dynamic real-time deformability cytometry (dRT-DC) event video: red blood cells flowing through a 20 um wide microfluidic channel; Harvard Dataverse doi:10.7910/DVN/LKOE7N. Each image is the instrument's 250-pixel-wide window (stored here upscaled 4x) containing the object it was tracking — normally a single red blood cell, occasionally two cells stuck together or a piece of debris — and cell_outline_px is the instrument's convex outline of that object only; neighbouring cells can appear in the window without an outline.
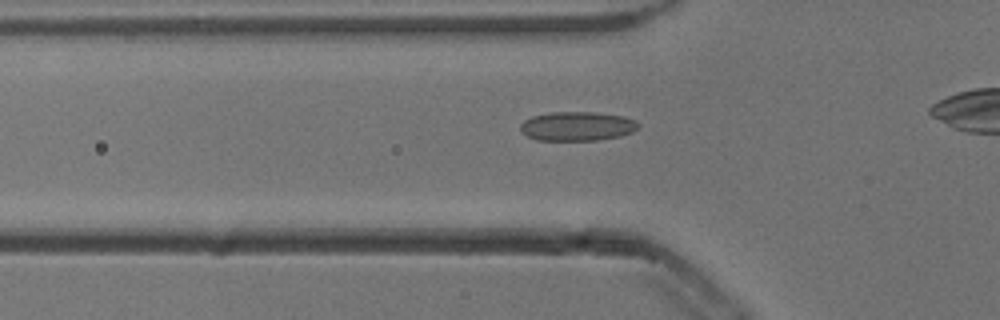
{"species": "common noctule bat (a hibernating species)", "species_latin": "Nyctalus noctula", "temperature_condition": "cold", "stored_images_in_passage": 34, "camera_frame_rate_fps": 3000, "um_per_image_px": 0.085, "animal": {"sex": "male", "body_mass_g": 13.3}, "frame": {"image": 1, "passage_image": 9, "time_ms": 2.667, "image_size_px": [1000, 320], "cell_outline_px": [[640, 124], [632, 132], [620, 136], [600, 140], [536, 140], [520, 132], [520, 124], [524, 120], [532, 116], [552, 112], [596, 112], [624, 116], [636, 120]], "centroid_in_image_um": [49.06, 10.72], "position_along_channel_um": 76.7, "area_um2": 20.17}}
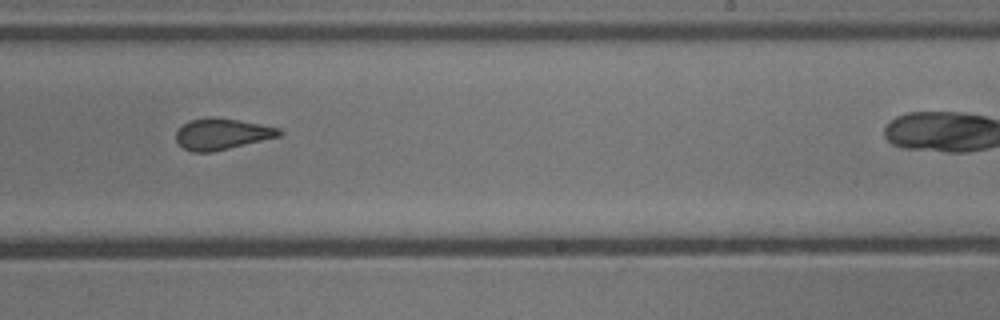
{"frame": {"image": 2, "passage_image": 24, "time_ms": 7.667, "image_size_px": [1000, 320], "cell_outline_px": [[284, 132], [280, 136], [212, 152], [192, 152], [184, 148], [176, 140], [176, 132], [184, 124], [192, 120], [208, 116], [216, 116], [260, 124], [280, 128]], "centroid_in_image_um": [18.88, 11.38], "position_along_channel_um": 270.1, "area_um2": 18.67}}
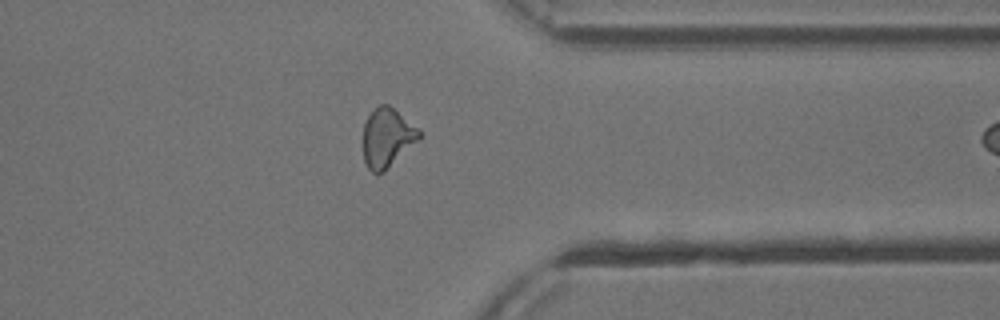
{"frame": {"image": 3, "passage_image": 33, "time_ms": 10.667, "image_size_px": [1000, 320], "cell_outline_px": [[424, 132], [384, 172], [376, 176], [368, 168], [364, 160], [364, 124], [368, 116], [380, 104], [388, 104]], "centroid_in_image_um": [32.9, 11.71], "position_along_channel_um": 378.5, "area_um2": 18.96}}